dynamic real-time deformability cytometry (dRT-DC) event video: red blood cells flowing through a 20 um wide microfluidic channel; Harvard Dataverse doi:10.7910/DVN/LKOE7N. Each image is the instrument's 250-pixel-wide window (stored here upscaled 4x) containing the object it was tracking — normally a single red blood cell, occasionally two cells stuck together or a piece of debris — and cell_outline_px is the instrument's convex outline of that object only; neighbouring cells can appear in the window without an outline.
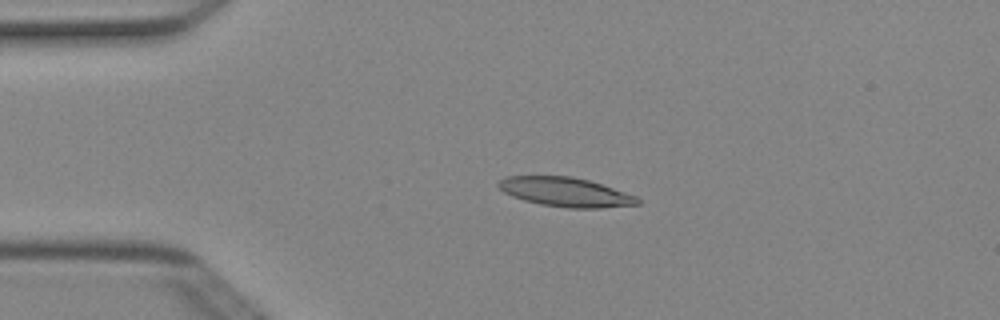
{"species": "Egyptian fruit bat (a non-hibernating species)", "species_latin": "Rousettus aegyptiacus", "temperature_condition": "cold", "stored_images_in_passage": 2, "camera_frame_rate_fps": 3000, "um_per_image_px": 0.085, "animal": {"sex": "female"}, "frame": {"image": 1, "passage_image": 2, "time_ms": 0.333, "image_size_px": [1000, 320], "cell_outline_px": [[640, 204], [600, 208], [568, 208], [540, 204], [524, 200], [512, 196], [504, 192], [496, 184], [500, 180], [508, 176], [572, 176], [588, 180], [636, 196], [640, 200]], "centroid_in_image_um": [48.05, 16.33], "position_along_channel_um": 36.9, "area_um2": 23.47}}